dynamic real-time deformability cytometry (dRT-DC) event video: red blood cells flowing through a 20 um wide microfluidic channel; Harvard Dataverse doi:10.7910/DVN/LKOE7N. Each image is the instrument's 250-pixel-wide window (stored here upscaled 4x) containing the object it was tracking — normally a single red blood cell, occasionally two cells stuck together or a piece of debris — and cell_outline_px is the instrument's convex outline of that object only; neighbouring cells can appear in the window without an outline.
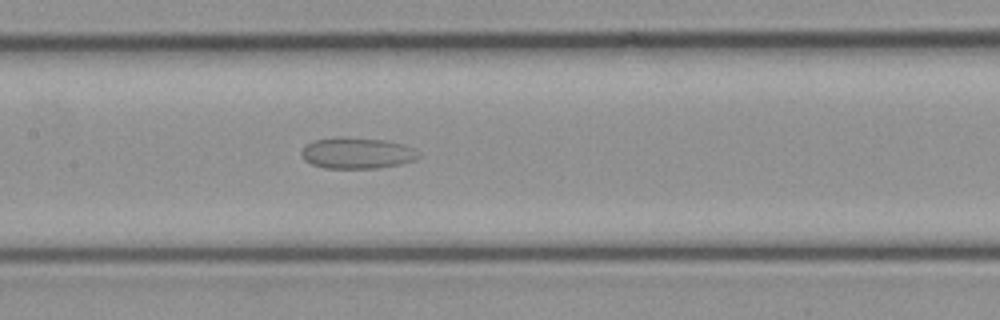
{"species": "common noctule bat (a hibernating species)", "species_latin": "Nyctalus noctula", "temperature_condition": "cold", "stored_images_in_passage": 21, "camera_frame_rate_fps": 3000, "um_per_image_px": 0.085, "animal": {"sex": "female", "body_mass_g": 21.9}, "frame": {"image": 1, "passage_image": 15, "time_ms": 4.667, "image_size_px": [1000, 320], "cell_outline_px": [[420, 156], [416, 160], [400, 164], [380, 168], [324, 168], [312, 164], [304, 160], [300, 152], [304, 144], [312, 140], [332, 136], [344, 136], [384, 140], [400, 144], [412, 148], [420, 152]], "centroid_in_image_um": [30.29, 13.0], "position_along_channel_um": 177.1, "area_um2": 21.68}}
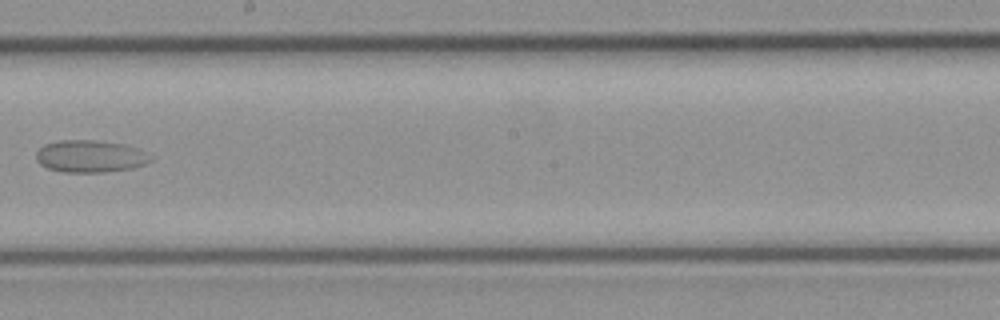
{"frame": {"image": 2, "passage_image": 18, "time_ms": 5.667, "image_size_px": [1000, 320], "cell_outline_px": [[152, 160], [144, 164], [132, 168], [104, 172], [64, 172], [48, 168], [40, 164], [36, 160], [36, 152], [44, 144], [60, 140], [92, 140], [124, 144], [136, 148], [152, 156]], "centroid_in_image_um": [7.65, 13.28], "position_along_channel_um": 240.6, "area_um2": 21.39}}